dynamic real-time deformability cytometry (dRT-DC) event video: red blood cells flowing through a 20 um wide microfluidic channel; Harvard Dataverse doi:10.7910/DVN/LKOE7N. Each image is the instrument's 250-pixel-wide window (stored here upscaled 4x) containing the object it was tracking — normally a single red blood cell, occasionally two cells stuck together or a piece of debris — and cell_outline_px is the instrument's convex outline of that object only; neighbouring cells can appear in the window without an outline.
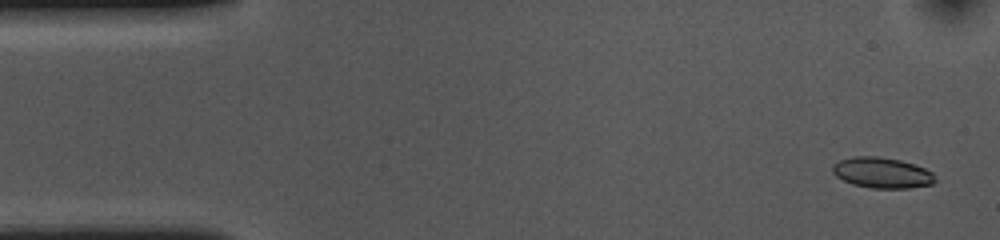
{"species": "common noctule bat (a hibernating species)", "species_latin": "Nyctalus noctula", "temperature_condition": "cold", "stored_images_in_passage": 54, "camera_frame_rate_fps": 3000, "um_per_image_px": 0.085, "animal": {"sex": "female", "body_mass_g": 10.0, "forearm_length_mm": 53.1}, "frame": {"image": 1, "passage_image": 2, "time_ms": 0.333, "image_size_px": [1000, 240], "cell_outline_px": [[936, 180], [932, 184], [908, 188], [872, 188], [852, 184], [836, 176], [832, 172], [832, 164], [840, 160], [852, 156], [880, 156], [900, 160], [916, 164], [932, 172]], "centroid_in_image_um": [74.96, 14.67], "position_along_channel_um": 10.0, "area_um2": 18.44}}
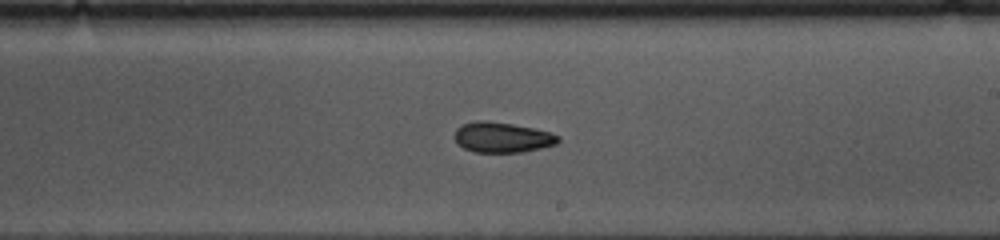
{"frame": {"image": 2, "passage_image": 30, "time_ms": 9.667, "image_size_px": [1000, 240], "cell_outline_px": [[560, 140], [556, 144], [524, 152], [476, 152], [464, 148], [456, 140], [456, 128], [464, 124], [476, 120], [484, 120], [512, 124], [536, 128], [552, 132], [560, 136]], "centroid_in_image_um": [42.75, 11.67], "position_along_channel_um": 246.3, "area_um2": 18.26}}
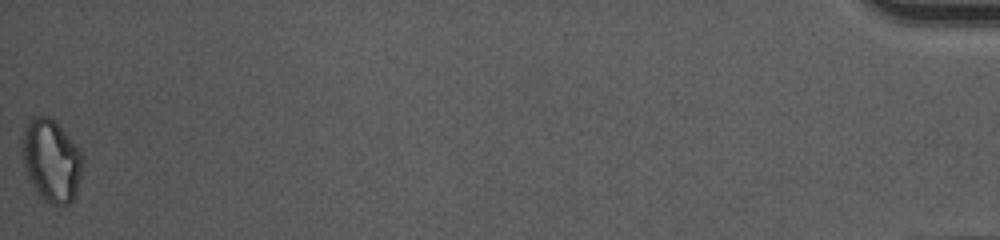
{"frame": {"image": 3, "passage_image": 54, "time_ms": 17.667, "image_size_px": [1000, 240], "cell_outline_px": [[80, 176], [76, 192], [72, 200], [68, 204], [52, 204], [44, 200], [32, 184], [28, 176], [24, 164], [24, 128], [28, 120], [32, 116], [48, 116], [68, 136], [80, 152]], "centroid_in_image_um": [4.34, 13.64], "position_along_channel_um": 430.9, "area_um2": 27.74}, "authors_computed_cell_mechanics": {"area_um2": 18.9006, "velocity_mm_per_s": 3.6197, "shape_relaxation_time_tau1_ms": 4.9043, "shape_relaxation_time_tau2_ms": 4.434, "deformation_change_tau1": 0.1135, "deformation_change_tau2": 0.0809}}